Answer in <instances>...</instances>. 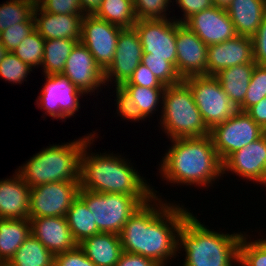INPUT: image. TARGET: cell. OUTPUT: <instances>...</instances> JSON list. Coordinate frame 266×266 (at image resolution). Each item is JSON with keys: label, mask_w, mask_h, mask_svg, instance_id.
<instances>
[{"label": "cell", "mask_w": 266, "mask_h": 266, "mask_svg": "<svg viewBox=\"0 0 266 266\" xmlns=\"http://www.w3.org/2000/svg\"><path fill=\"white\" fill-rule=\"evenodd\" d=\"M157 193L153 188V198L130 216L119 236L124 252L141 255L166 266L180 253L178 231L190 211L182 204H175V201L167 203Z\"/></svg>", "instance_id": "6da1fadb"}, {"label": "cell", "mask_w": 266, "mask_h": 266, "mask_svg": "<svg viewBox=\"0 0 266 266\" xmlns=\"http://www.w3.org/2000/svg\"><path fill=\"white\" fill-rule=\"evenodd\" d=\"M159 164L163 180L180 185L209 187L223 175V163L210 135L170 140Z\"/></svg>", "instance_id": "7a4b0ae2"}, {"label": "cell", "mask_w": 266, "mask_h": 266, "mask_svg": "<svg viewBox=\"0 0 266 266\" xmlns=\"http://www.w3.org/2000/svg\"><path fill=\"white\" fill-rule=\"evenodd\" d=\"M97 135L84 145L80 156L81 189L99 193H119L128 196H154L153 186L141 177L129 160L112 153H90ZM88 151V152H87Z\"/></svg>", "instance_id": "3957f363"}, {"label": "cell", "mask_w": 266, "mask_h": 266, "mask_svg": "<svg viewBox=\"0 0 266 266\" xmlns=\"http://www.w3.org/2000/svg\"><path fill=\"white\" fill-rule=\"evenodd\" d=\"M201 223L190 212L178 231V251L186 252L182 266H236L243 233L224 234Z\"/></svg>", "instance_id": "277c9868"}, {"label": "cell", "mask_w": 266, "mask_h": 266, "mask_svg": "<svg viewBox=\"0 0 266 266\" xmlns=\"http://www.w3.org/2000/svg\"><path fill=\"white\" fill-rule=\"evenodd\" d=\"M95 134L93 131L69 143L47 146L16 171L30 188L57 181L79 182L81 152L85 143Z\"/></svg>", "instance_id": "5b68a950"}, {"label": "cell", "mask_w": 266, "mask_h": 266, "mask_svg": "<svg viewBox=\"0 0 266 266\" xmlns=\"http://www.w3.org/2000/svg\"><path fill=\"white\" fill-rule=\"evenodd\" d=\"M160 126L170 140L203 137L210 134L189 86L182 80L165 87Z\"/></svg>", "instance_id": "8992f818"}, {"label": "cell", "mask_w": 266, "mask_h": 266, "mask_svg": "<svg viewBox=\"0 0 266 266\" xmlns=\"http://www.w3.org/2000/svg\"><path fill=\"white\" fill-rule=\"evenodd\" d=\"M78 196L92 212L101 233L120 234L130 216L153 196H128L119 193H99L79 188Z\"/></svg>", "instance_id": "52a82bcc"}, {"label": "cell", "mask_w": 266, "mask_h": 266, "mask_svg": "<svg viewBox=\"0 0 266 266\" xmlns=\"http://www.w3.org/2000/svg\"><path fill=\"white\" fill-rule=\"evenodd\" d=\"M183 81L191 89L196 106L209 130L238 111L214 76H190Z\"/></svg>", "instance_id": "ba28073f"}, {"label": "cell", "mask_w": 266, "mask_h": 266, "mask_svg": "<svg viewBox=\"0 0 266 266\" xmlns=\"http://www.w3.org/2000/svg\"><path fill=\"white\" fill-rule=\"evenodd\" d=\"M266 131L246 112L237 111L210 130L217 155L223 163L232 153L259 139Z\"/></svg>", "instance_id": "9c48e42d"}, {"label": "cell", "mask_w": 266, "mask_h": 266, "mask_svg": "<svg viewBox=\"0 0 266 266\" xmlns=\"http://www.w3.org/2000/svg\"><path fill=\"white\" fill-rule=\"evenodd\" d=\"M142 45V57H158L169 61L177 71V21L166 19H140L134 25Z\"/></svg>", "instance_id": "30bf717a"}, {"label": "cell", "mask_w": 266, "mask_h": 266, "mask_svg": "<svg viewBox=\"0 0 266 266\" xmlns=\"http://www.w3.org/2000/svg\"><path fill=\"white\" fill-rule=\"evenodd\" d=\"M79 182L57 181L36 185L30 190L29 218L66 217L78 196Z\"/></svg>", "instance_id": "8fae6325"}, {"label": "cell", "mask_w": 266, "mask_h": 266, "mask_svg": "<svg viewBox=\"0 0 266 266\" xmlns=\"http://www.w3.org/2000/svg\"><path fill=\"white\" fill-rule=\"evenodd\" d=\"M44 76L46 82L36 100L38 108L62 121L74 116L80 108L79 98L86 95L61 74Z\"/></svg>", "instance_id": "7c38bea8"}, {"label": "cell", "mask_w": 266, "mask_h": 266, "mask_svg": "<svg viewBox=\"0 0 266 266\" xmlns=\"http://www.w3.org/2000/svg\"><path fill=\"white\" fill-rule=\"evenodd\" d=\"M122 27L108 23L95 15H85L82 21L81 42L105 71L112 63Z\"/></svg>", "instance_id": "4fadbf2b"}, {"label": "cell", "mask_w": 266, "mask_h": 266, "mask_svg": "<svg viewBox=\"0 0 266 266\" xmlns=\"http://www.w3.org/2000/svg\"><path fill=\"white\" fill-rule=\"evenodd\" d=\"M142 45L135 28H122L112 63L104 71L105 85L121 86L127 82L141 63ZM113 81V83H112Z\"/></svg>", "instance_id": "5bb4252c"}, {"label": "cell", "mask_w": 266, "mask_h": 266, "mask_svg": "<svg viewBox=\"0 0 266 266\" xmlns=\"http://www.w3.org/2000/svg\"><path fill=\"white\" fill-rule=\"evenodd\" d=\"M61 75L85 95H92L93 92L95 94L99 88L101 91V86L105 88L104 71L81 41L77 42L71 50Z\"/></svg>", "instance_id": "9a60e30c"}, {"label": "cell", "mask_w": 266, "mask_h": 266, "mask_svg": "<svg viewBox=\"0 0 266 266\" xmlns=\"http://www.w3.org/2000/svg\"><path fill=\"white\" fill-rule=\"evenodd\" d=\"M229 171L266 187V132L251 144L232 153L223 162V174Z\"/></svg>", "instance_id": "2e32d148"}, {"label": "cell", "mask_w": 266, "mask_h": 266, "mask_svg": "<svg viewBox=\"0 0 266 266\" xmlns=\"http://www.w3.org/2000/svg\"><path fill=\"white\" fill-rule=\"evenodd\" d=\"M177 73L183 80L207 75L208 46L185 24L177 21Z\"/></svg>", "instance_id": "e0dca14e"}, {"label": "cell", "mask_w": 266, "mask_h": 266, "mask_svg": "<svg viewBox=\"0 0 266 266\" xmlns=\"http://www.w3.org/2000/svg\"><path fill=\"white\" fill-rule=\"evenodd\" d=\"M183 24L207 46L225 42L237 35L226 9L214 5L193 14Z\"/></svg>", "instance_id": "ac0fdd59"}, {"label": "cell", "mask_w": 266, "mask_h": 266, "mask_svg": "<svg viewBox=\"0 0 266 266\" xmlns=\"http://www.w3.org/2000/svg\"><path fill=\"white\" fill-rule=\"evenodd\" d=\"M250 62H255L252 38L236 35L225 42L208 45L207 76H214L220 70Z\"/></svg>", "instance_id": "d6986e66"}, {"label": "cell", "mask_w": 266, "mask_h": 266, "mask_svg": "<svg viewBox=\"0 0 266 266\" xmlns=\"http://www.w3.org/2000/svg\"><path fill=\"white\" fill-rule=\"evenodd\" d=\"M30 232L53 255L66 252L78 246L66 217L29 218Z\"/></svg>", "instance_id": "ffe728a7"}, {"label": "cell", "mask_w": 266, "mask_h": 266, "mask_svg": "<svg viewBox=\"0 0 266 266\" xmlns=\"http://www.w3.org/2000/svg\"><path fill=\"white\" fill-rule=\"evenodd\" d=\"M35 29L45 40H81L82 21L85 15H64L34 8Z\"/></svg>", "instance_id": "44dd1931"}, {"label": "cell", "mask_w": 266, "mask_h": 266, "mask_svg": "<svg viewBox=\"0 0 266 266\" xmlns=\"http://www.w3.org/2000/svg\"><path fill=\"white\" fill-rule=\"evenodd\" d=\"M31 188L15 170L10 178L0 180V219H29Z\"/></svg>", "instance_id": "7402d4cb"}, {"label": "cell", "mask_w": 266, "mask_h": 266, "mask_svg": "<svg viewBox=\"0 0 266 266\" xmlns=\"http://www.w3.org/2000/svg\"><path fill=\"white\" fill-rule=\"evenodd\" d=\"M226 11L236 34L252 38L266 16V0H231Z\"/></svg>", "instance_id": "603a6c76"}, {"label": "cell", "mask_w": 266, "mask_h": 266, "mask_svg": "<svg viewBox=\"0 0 266 266\" xmlns=\"http://www.w3.org/2000/svg\"><path fill=\"white\" fill-rule=\"evenodd\" d=\"M78 246L96 266H115L123 252L119 234L99 233L84 239Z\"/></svg>", "instance_id": "cb8c5ba5"}, {"label": "cell", "mask_w": 266, "mask_h": 266, "mask_svg": "<svg viewBox=\"0 0 266 266\" xmlns=\"http://www.w3.org/2000/svg\"><path fill=\"white\" fill-rule=\"evenodd\" d=\"M255 65V62L240 64L220 70L214 75L237 108L244 102Z\"/></svg>", "instance_id": "d4e9b609"}, {"label": "cell", "mask_w": 266, "mask_h": 266, "mask_svg": "<svg viewBox=\"0 0 266 266\" xmlns=\"http://www.w3.org/2000/svg\"><path fill=\"white\" fill-rule=\"evenodd\" d=\"M30 234L29 219H0V264L8 263Z\"/></svg>", "instance_id": "484cf974"}, {"label": "cell", "mask_w": 266, "mask_h": 266, "mask_svg": "<svg viewBox=\"0 0 266 266\" xmlns=\"http://www.w3.org/2000/svg\"><path fill=\"white\" fill-rule=\"evenodd\" d=\"M66 220L77 244L86 238L101 233L94 222L92 212L79 196L73 200L67 211Z\"/></svg>", "instance_id": "4316f807"}, {"label": "cell", "mask_w": 266, "mask_h": 266, "mask_svg": "<svg viewBox=\"0 0 266 266\" xmlns=\"http://www.w3.org/2000/svg\"><path fill=\"white\" fill-rule=\"evenodd\" d=\"M8 264L10 266H54V255L30 234Z\"/></svg>", "instance_id": "83f0119b"}, {"label": "cell", "mask_w": 266, "mask_h": 266, "mask_svg": "<svg viewBox=\"0 0 266 266\" xmlns=\"http://www.w3.org/2000/svg\"><path fill=\"white\" fill-rule=\"evenodd\" d=\"M80 40L52 39L45 40L43 62L44 75H60L71 50Z\"/></svg>", "instance_id": "f1b7e54d"}, {"label": "cell", "mask_w": 266, "mask_h": 266, "mask_svg": "<svg viewBox=\"0 0 266 266\" xmlns=\"http://www.w3.org/2000/svg\"><path fill=\"white\" fill-rule=\"evenodd\" d=\"M94 15L122 28H133L137 22L132 0H103Z\"/></svg>", "instance_id": "f546056e"}, {"label": "cell", "mask_w": 266, "mask_h": 266, "mask_svg": "<svg viewBox=\"0 0 266 266\" xmlns=\"http://www.w3.org/2000/svg\"><path fill=\"white\" fill-rule=\"evenodd\" d=\"M30 0H8L0 4V32L21 22H35Z\"/></svg>", "instance_id": "4dcf8cb0"}, {"label": "cell", "mask_w": 266, "mask_h": 266, "mask_svg": "<svg viewBox=\"0 0 266 266\" xmlns=\"http://www.w3.org/2000/svg\"><path fill=\"white\" fill-rule=\"evenodd\" d=\"M121 86L129 93L146 118L150 117L155 111H158V106H162L163 102L161 101H163L165 88H147L139 85Z\"/></svg>", "instance_id": "1f68e13d"}, {"label": "cell", "mask_w": 266, "mask_h": 266, "mask_svg": "<svg viewBox=\"0 0 266 266\" xmlns=\"http://www.w3.org/2000/svg\"><path fill=\"white\" fill-rule=\"evenodd\" d=\"M45 39L35 29L16 47L15 54L22 62L31 68L39 67L43 62Z\"/></svg>", "instance_id": "d6a6232c"}, {"label": "cell", "mask_w": 266, "mask_h": 266, "mask_svg": "<svg viewBox=\"0 0 266 266\" xmlns=\"http://www.w3.org/2000/svg\"><path fill=\"white\" fill-rule=\"evenodd\" d=\"M239 244V262L238 266H266V242L262 239L254 241L243 232ZM249 236V237H248ZM249 239V240H248ZM248 240V241H247Z\"/></svg>", "instance_id": "836d02e7"}, {"label": "cell", "mask_w": 266, "mask_h": 266, "mask_svg": "<svg viewBox=\"0 0 266 266\" xmlns=\"http://www.w3.org/2000/svg\"><path fill=\"white\" fill-rule=\"evenodd\" d=\"M266 97V66L255 65L244 102L237 108L246 112L251 106Z\"/></svg>", "instance_id": "e575fe53"}, {"label": "cell", "mask_w": 266, "mask_h": 266, "mask_svg": "<svg viewBox=\"0 0 266 266\" xmlns=\"http://www.w3.org/2000/svg\"><path fill=\"white\" fill-rule=\"evenodd\" d=\"M32 70L28 64L22 62L12 52L7 53L0 61V78L9 83L12 82L11 84H22Z\"/></svg>", "instance_id": "d590c367"}, {"label": "cell", "mask_w": 266, "mask_h": 266, "mask_svg": "<svg viewBox=\"0 0 266 266\" xmlns=\"http://www.w3.org/2000/svg\"><path fill=\"white\" fill-rule=\"evenodd\" d=\"M141 63L148 67L155 77L165 86L175 85L182 81L176 68L163 58L142 57Z\"/></svg>", "instance_id": "8d00e7d4"}, {"label": "cell", "mask_w": 266, "mask_h": 266, "mask_svg": "<svg viewBox=\"0 0 266 266\" xmlns=\"http://www.w3.org/2000/svg\"><path fill=\"white\" fill-rule=\"evenodd\" d=\"M172 0H133L137 20L140 19H166Z\"/></svg>", "instance_id": "74e56055"}, {"label": "cell", "mask_w": 266, "mask_h": 266, "mask_svg": "<svg viewBox=\"0 0 266 266\" xmlns=\"http://www.w3.org/2000/svg\"><path fill=\"white\" fill-rule=\"evenodd\" d=\"M35 30V22H21L9 26L0 32V42L8 50L14 52L16 47Z\"/></svg>", "instance_id": "f35d334b"}, {"label": "cell", "mask_w": 266, "mask_h": 266, "mask_svg": "<svg viewBox=\"0 0 266 266\" xmlns=\"http://www.w3.org/2000/svg\"><path fill=\"white\" fill-rule=\"evenodd\" d=\"M117 114L123 119L131 121H144L146 117L141 113L135 101L131 98L129 93L122 86H115Z\"/></svg>", "instance_id": "ab89813d"}, {"label": "cell", "mask_w": 266, "mask_h": 266, "mask_svg": "<svg viewBox=\"0 0 266 266\" xmlns=\"http://www.w3.org/2000/svg\"><path fill=\"white\" fill-rule=\"evenodd\" d=\"M40 8L49 13L64 15H84L80 0H46Z\"/></svg>", "instance_id": "60d3db41"}, {"label": "cell", "mask_w": 266, "mask_h": 266, "mask_svg": "<svg viewBox=\"0 0 266 266\" xmlns=\"http://www.w3.org/2000/svg\"><path fill=\"white\" fill-rule=\"evenodd\" d=\"M122 85H139L147 88H165L155 75L143 63H140L129 80Z\"/></svg>", "instance_id": "b9f144b4"}, {"label": "cell", "mask_w": 266, "mask_h": 266, "mask_svg": "<svg viewBox=\"0 0 266 266\" xmlns=\"http://www.w3.org/2000/svg\"><path fill=\"white\" fill-rule=\"evenodd\" d=\"M54 266H96L77 246L72 250L54 255Z\"/></svg>", "instance_id": "7bdbcfd3"}, {"label": "cell", "mask_w": 266, "mask_h": 266, "mask_svg": "<svg viewBox=\"0 0 266 266\" xmlns=\"http://www.w3.org/2000/svg\"><path fill=\"white\" fill-rule=\"evenodd\" d=\"M253 40V57L258 65L266 66V16L259 25Z\"/></svg>", "instance_id": "ee69618b"}, {"label": "cell", "mask_w": 266, "mask_h": 266, "mask_svg": "<svg viewBox=\"0 0 266 266\" xmlns=\"http://www.w3.org/2000/svg\"><path fill=\"white\" fill-rule=\"evenodd\" d=\"M175 2V4H177V6L182 10L181 12L184 13L182 14L183 17L175 19L179 23H184L193 14L213 6L212 0H175Z\"/></svg>", "instance_id": "f6af8a7d"}, {"label": "cell", "mask_w": 266, "mask_h": 266, "mask_svg": "<svg viewBox=\"0 0 266 266\" xmlns=\"http://www.w3.org/2000/svg\"><path fill=\"white\" fill-rule=\"evenodd\" d=\"M115 266H160L154 260L127 252H122Z\"/></svg>", "instance_id": "bcb514c9"}, {"label": "cell", "mask_w": 266, "mask_h": 266, "mask_svg": "<svg viewBox=\"0 0 266 266\" xmlns=\"http://www.w3.org/2000/svg\"><path fill=\"white\" fill-rule=\"evenodd\" d=\"M246 113L266 131V97L251 106Z\"/></svg>", "instance_id": "7dc6e473"}, {"label": "cell", "mask_w": 266, "mask_h": 266, "mask_svg": "<svg viewBox=\"0 0 266 266\" xmlns=\"http://www.w3.org/2000/svg\"><path fill=\"white\" fill-rule=\"evenodd\" d=\"M103 0H80L81 10L84 15H94Z\"/></svg>", "instance_id": "c3c4849f"}, {"label": "cell", "mask_w": 266, "mask_h": 266, "mask_svg": "<svg viewBox=\"0 0 266 266\" xmlns=\"http://www.w3.org/2000/svg\"><path fill=\"white\" fill-rule=\"evenodd\" d=\"M231 0H212L214 6L226 9Z\"/></svg>", "instance_id": "681fc988"}, {"label": "cell", "mask_w": 266, "mask_h": 266, "mask_svg": "<svg viewBox=\"0 0 266 266\" xmlns=\"http://www.w3.org/2000/svg\"><path fill=\"white\" fill-rule=\"evenodd\" d=\"M9 53L8 50L0 42V61L3 60L4 56Z\"/></svg>", "instance_id": "f907efd6"}, {"label": "cell", "mask_w": 266, "mask_h": 266, "mask_svg": "<svg viewBox=\"0 0 266 266\" xmlns=\"http://www.w3.org/2000/svg\"><path fill=\"white\" fill-rule=\"evenodd\" d=\"M34 8L40 7L46 0H30Z\"/></svg>", "instance_id": "816d5d0a"}, {"label": "cell", "mask_w": 266, "mask_h": 266, "mask_svg": "<svg viewBox=\"0 0 266 266\" xmlns=\"http://www.w3.org/2000/svg\"><path fill=\"white\" fill-rule=\"evenodd\" d=\"M1 266H10L8 263H3Z\"/></svg>", "instance_id": "f5cc1de1"}]
</instances>
